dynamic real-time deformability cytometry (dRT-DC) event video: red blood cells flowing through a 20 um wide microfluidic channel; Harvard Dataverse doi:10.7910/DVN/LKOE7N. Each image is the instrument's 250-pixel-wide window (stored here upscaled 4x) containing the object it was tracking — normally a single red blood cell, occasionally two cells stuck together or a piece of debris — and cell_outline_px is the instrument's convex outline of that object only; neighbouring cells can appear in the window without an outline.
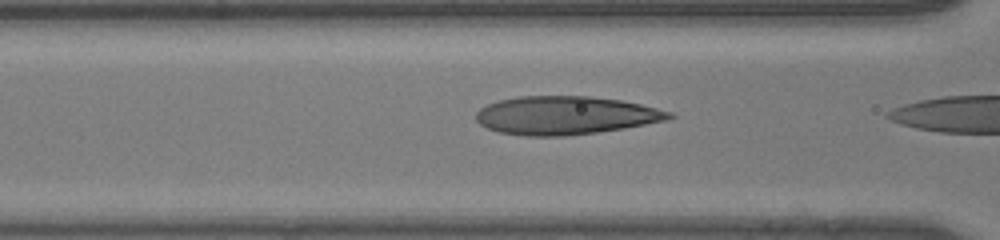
{"species": "human", "species_latin": "Homo sapiens", "temperature_condition": "room temperature", "stored_images_in_passage": 4, "camera_frame_rate_fps": 3000, "um_per_image_px": 0.085, "donor": {"sex": "male"}, "frame": {"image": 1, "passage_image": 3, "time_ms": 0.667, "image_size_px": [1000, 240], "cell_outline_px": [[676, 116], [664, 120], [624, 128], [596, 132], [564, 136], [524, 136], [500, 132], [488, 128], [480, 124], [476, 120], [476, 112], [480, 108], [488, 104], [500, 100], [520, 96], [588, 96], [620, 100], [640, 104], [672, 112]], "centroid_in_image_um": [48.04, 9.8], "position_along_channel_um": 118.6, "area_um2": 42.83}}